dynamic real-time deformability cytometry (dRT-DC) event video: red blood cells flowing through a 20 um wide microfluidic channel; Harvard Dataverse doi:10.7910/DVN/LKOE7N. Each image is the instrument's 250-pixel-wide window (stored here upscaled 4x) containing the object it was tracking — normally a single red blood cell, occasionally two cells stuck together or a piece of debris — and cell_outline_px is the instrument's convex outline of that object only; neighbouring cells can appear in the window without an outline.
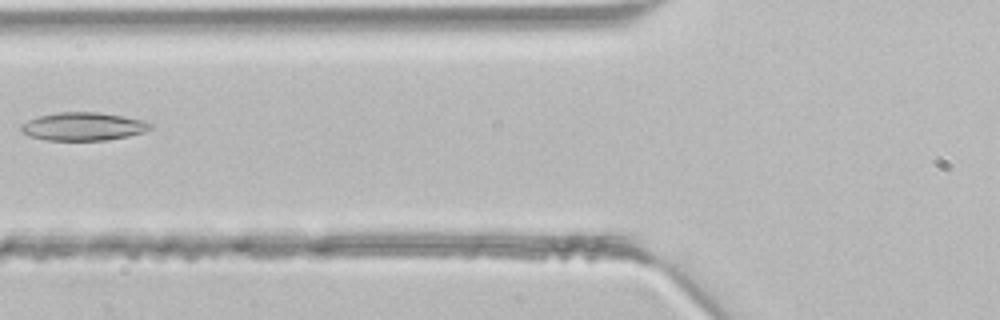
{"species": "common noctule bat (a hibernating species)", "species_latin": "Nyctalus noctula", "temperature_condition": "room temperature", "stored_images_in_passage": 5, "camera_frame_rate_fps": 3000, "um_per_image_px": 0.085, "animal": {"sex": "male", "body_mass_g": 21.5, "forearm_length_mm": 52.0}, "frame": {"image": 1, "passage_image": 5, "time_ms": 1.333, "image_size_px": [1000, 320], "cell_outline_px": [[152, 128], [144, 132], [128, 136], [104, 140], [48, 140], [28, 136], [20, 132], [20, 128], [28, 120], [36, 116], [56, 112], [100, 112], [124, 116], [144, 120], [152, 124]], "centroid_in_image_um": [7.07, 10.74], "position_along_channel_um": 118.7, "area_um2": 21.33}}